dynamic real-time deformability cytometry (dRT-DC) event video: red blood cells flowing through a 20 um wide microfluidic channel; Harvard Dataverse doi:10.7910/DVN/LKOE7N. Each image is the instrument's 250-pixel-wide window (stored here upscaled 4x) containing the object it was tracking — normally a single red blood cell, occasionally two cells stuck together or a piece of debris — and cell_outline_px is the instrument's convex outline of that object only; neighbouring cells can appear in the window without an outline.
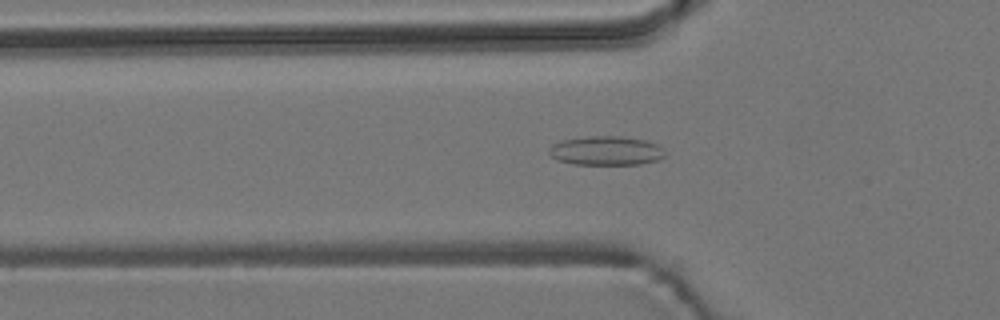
{"species": "common noctule bat (a hibernating species)", "species_latin": "Nyctalus noctula", "temperature_condition": "room temperature", "stored_images_in_passage": 53, "camera_frame_rate_fps": 3000, "um_per_image_px": 0.085, "animal": {"sex": "male", "body_mass_g": 19.2, "forearm_length_mm": 51.8}, "frame": {"image": 1, "passage_image": 17, "time_ms": 5.333, "image_size_px": [1000, 320], "cell_outline_px": [[664, 156], [656, 160], [640, 164], [576, 164], [556, 160], [548, 152], [548, 148], [552, 144], [564, 140], [588, 136], [620, 136], [644, 140], [656, 144], [664, 152]], "centroid_in_image_um": [51.47, 12.81], "position_along_channel_um": 74.3, "area_um2": 19.42}}
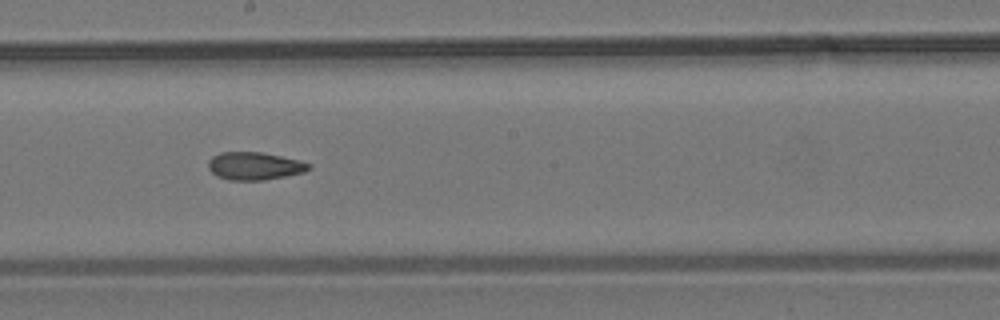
{"frame": {"image": 2, "passage_image": 29, "time_ms": 9.333, "image_size_px": [1000, 320], "cell_outline_px": [[312, 168], [304, 172], [264, 180], [228, 180], [216, 176], [208, 168], [208, 160], [212, 156], [220, 152], [264, 152], [300, 160], [312, 164]], "centroid_in_image_um": [21.64, 14.1], "position_along_channel_um": 226.6, "area_um2": 16.47}}
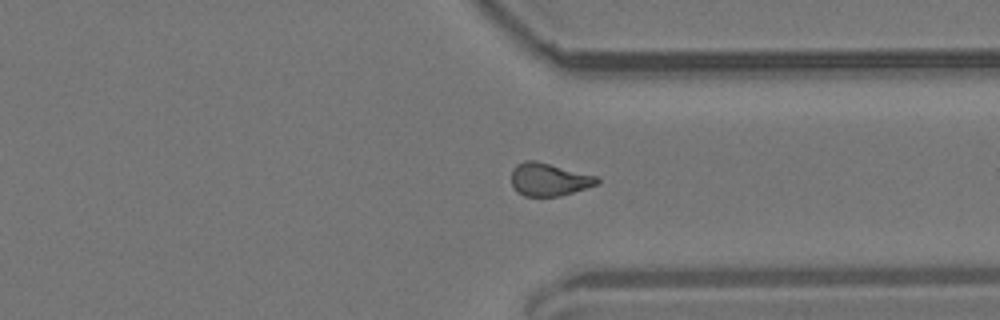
{"frame": {"image": 3, "passage_image": 40, "time_ms": 13.0, "image_size_px": [1000, 320], "cell_outline_px": [[600, 184], [560, 196], [524, 196], [516, 192], [512, 184], [512, 168], [516, 164], [524, 160], [536, 160], [600, 176]], "centroid_in_image_um": [46.7, 15.24], "position_along_channel_um": 364.7, "area_um2": 16.82}, "authors_computed_cell_mechanics": {"area_um2": 16.5308, "velocity_mm_per_s": 3.7852, "shape_relaxation_time_tau1_ms": null, "shape_relaxation_time_tau2_ms": 3.217, "deformation_change_tau1": null, "deformation_change_tau2": 0.1009}}